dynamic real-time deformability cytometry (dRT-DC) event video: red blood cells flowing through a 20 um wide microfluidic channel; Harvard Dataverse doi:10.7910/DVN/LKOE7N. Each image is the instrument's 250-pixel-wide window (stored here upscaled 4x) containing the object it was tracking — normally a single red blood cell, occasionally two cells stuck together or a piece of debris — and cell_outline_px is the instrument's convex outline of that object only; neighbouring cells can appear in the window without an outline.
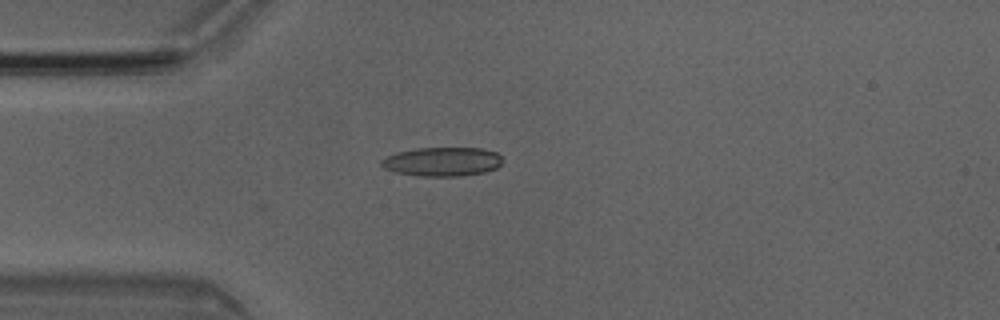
{"species": "Egyptian fruit bat (a non-hibernating species)", "species_latin": "Rousettus aegyptiacus", "temperature_condition": "room temperature", "stored_images_in_passage": 2, "camera_frame_rate_fps": 3000, "um_per_image_px": 0.085, "animal": {"sex": "male"}, "frame": {"image": 1, "passage_image": 2, "time_ms": 0.333, "image_size_px": [1000, 320], "cell_outline_px": [[504, 160], [496, 168], [484, 172], [456, 176], [420, 176], [396, 172], [384, 168], [380, 164], [380, 160], [396, 152], [416, 148], [480, 148], [496, 152]], "centroid_in_image_um": [37.58, 13.73], "position_along_channel_um": 47.4, "area_um2": 20.4}}